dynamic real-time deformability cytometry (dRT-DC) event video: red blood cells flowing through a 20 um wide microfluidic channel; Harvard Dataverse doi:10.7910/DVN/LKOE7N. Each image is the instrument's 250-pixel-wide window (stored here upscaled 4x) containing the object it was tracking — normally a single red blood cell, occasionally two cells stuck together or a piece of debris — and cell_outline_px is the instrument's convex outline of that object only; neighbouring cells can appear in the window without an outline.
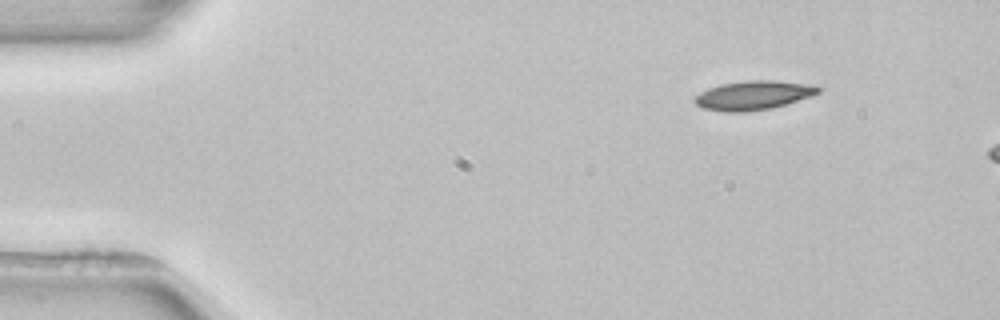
{"species": "common noctule bat (a hibernating species)", "species_latin": "Nyctalus noctula", "temperature_condition": "room temperature", "stored_images_in_passage": 3, "camera_frame_rate_fps": 3000, "um_per_image_px": 0.085, "animal": {"sex": "female", "body_mass_g": 22.7, "forearm_length_mm": 54.2}, "frame": {"image": 1, "passage_image": 1, "time_ms": 0.0, "image_size_px": [1000, 320], "cell_outline_px": [[820, 92], [812, 96], [772, 108], [744, 112], [724, 112], [700, 108], [692, 100], [700, 92], [708, 88], [720, 84], [748, 80], [772, 80], [808, 84], [820, 88]], "centroid_in_image_um": [63.98, 8.11], "position_along_channel_um": 21.0, "area_um2": 20.98}}